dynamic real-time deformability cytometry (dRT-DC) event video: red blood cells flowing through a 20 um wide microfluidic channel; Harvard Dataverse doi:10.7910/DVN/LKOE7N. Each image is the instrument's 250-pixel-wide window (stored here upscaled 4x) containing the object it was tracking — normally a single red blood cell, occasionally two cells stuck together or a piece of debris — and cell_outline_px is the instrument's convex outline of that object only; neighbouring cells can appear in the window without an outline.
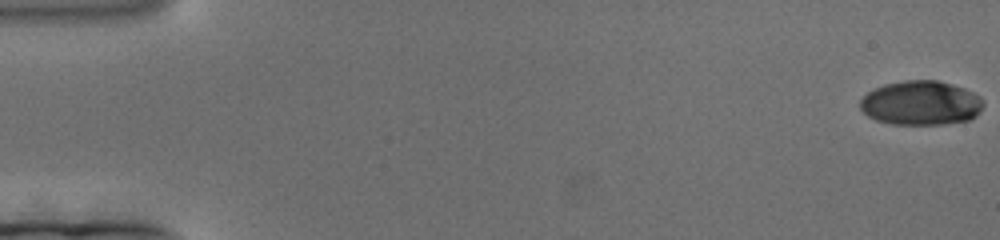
{"species": "human", "species_latin": "Homo sapiens", "temperature_condition": "cold", "stored_images_in_passage": 186, "camera_frame_rate_fps": 3000, "um_per_image_px": 0.085, "donor": {"sex": "female"}, "frame": {"image": 1, "passage_image": 1, "time_ms": 0.0, "image_size_px": [1000, 240], "cell_outline_px": [[984, 104], [980, 112], [972, 120], [944, 124], [892, 124], [876, 120], [868, 116], [860, 108], [860, 100], [872, 88], [884, 84], [904, 80], [936, 80], [952, 84], [964, 88], [980, 96], [984, 100]], "centroid_in_image_um": [78.3, 8.75], "position_along_channel_um": 6.7, "area_um2": 32.14}}
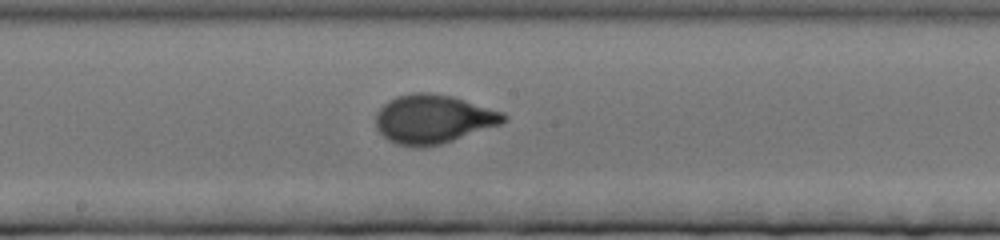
{"frame": {"image": 2, "passage_image": 101, "time_ms": 33.333, "image_size_px": [1000, 240], "cell_outline_px": [[508, 120], [500, 124], [440, 144], [420, 148], [416, 148], [396, 144], [388, 140], [376, 128], [376, 112], [388, 100], [396, 96], [412, 92], [428, 92], [452, 96], [504, 112], [508, 116]], "centroid_in_image_um": [36.8, 10.11], "position_along_channel_um": 211.4, "area_um2": 36.41}}
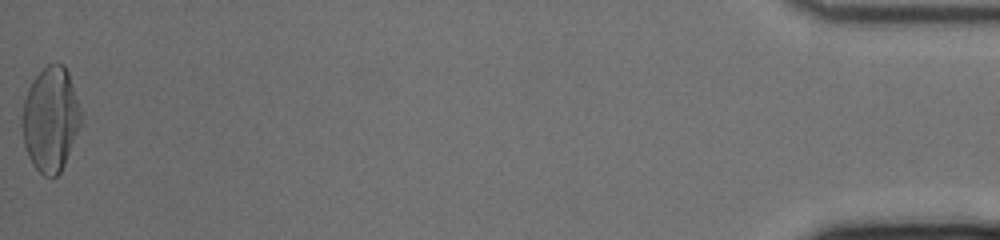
{"frame": {"image": 3, "passage_image": 186, "time_ms": 61.667, "image_size_px": [1000, 240], "cell_outline_px": [[80, 124], [64, 164], [60, 172], [56, 176], [44, 176], [32, 164], [28, 156], [24, 144], [20, 124], [24, 100], [28, 88], [32, 80], [48, 64], [56, 60], [64, 64], [68, 72], [80, 108]], "centroid_in_image_um": [4.26, 10.1], "position_along_channel_um": 430.9, "area_um2": 35.72}}